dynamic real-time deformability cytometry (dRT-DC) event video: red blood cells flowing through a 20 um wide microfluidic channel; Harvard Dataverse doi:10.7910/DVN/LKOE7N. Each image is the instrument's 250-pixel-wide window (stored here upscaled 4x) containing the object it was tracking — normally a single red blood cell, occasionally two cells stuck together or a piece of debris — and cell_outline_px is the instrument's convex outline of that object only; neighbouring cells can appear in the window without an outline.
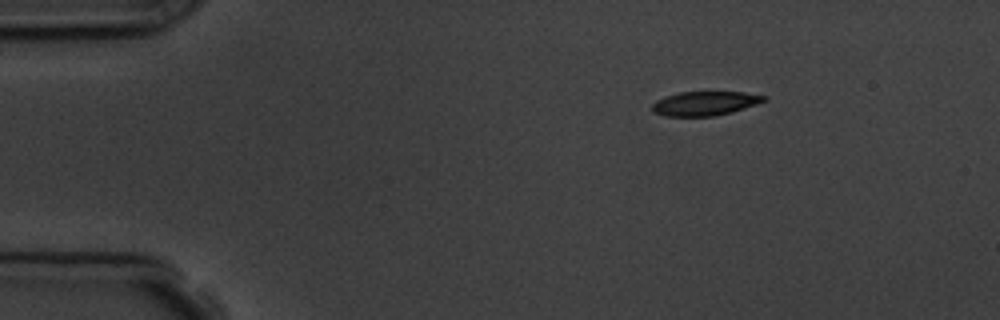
{"species": "common noctule bat (a hibernating species)", "species_latin": "Nyctalus noctula", "temperature_condition": "room temperature", "stored_images_in_passage": 4, "camera_frame_rate_fps": 3000, "um_per_image_px": 0.085, "animal": {"sex": "male", "body_mass_g": 19.5, "forearm_length_mm": 54.6}, "frame": {"image": 1, "passage_image": 1, "time_ms": 0.0, "image_size_px": [1000, 320], "cell_outline_px": [[768, 96], [764, 100], [756, 104], [732, 112], [712, 116], [664, 116], [652, 112], [652, 104], [656, 100], [664, 96], [680, 92], [744, 92]], "centroid_in_image_um": [59.87, 8.79], "position_along_channel_um": 25.1, "area_um2": 15.72}}
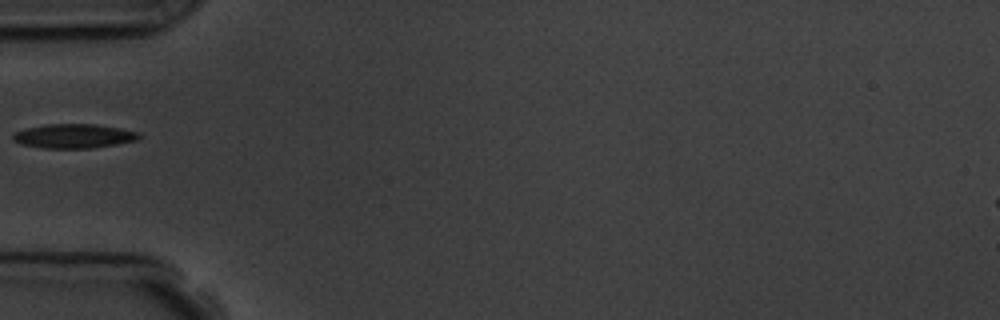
{"frame": {"image": 2, "passage_image": 4, "time_ms": 3.333, "image_size_px": [1000, 320], "cell_outline_px": [[140, 136], [136, 140], [116, 144], [92, 148], [44, 148], [20, 144], [12, 140], [12, 132], [24, 128], [44, 124], [96, 124], [120, 128], [140, 132]], "centroid_in_image_um": [6.21, 11.55], "position_along_channel_um": 78.8, "area_um2": 17.98}}